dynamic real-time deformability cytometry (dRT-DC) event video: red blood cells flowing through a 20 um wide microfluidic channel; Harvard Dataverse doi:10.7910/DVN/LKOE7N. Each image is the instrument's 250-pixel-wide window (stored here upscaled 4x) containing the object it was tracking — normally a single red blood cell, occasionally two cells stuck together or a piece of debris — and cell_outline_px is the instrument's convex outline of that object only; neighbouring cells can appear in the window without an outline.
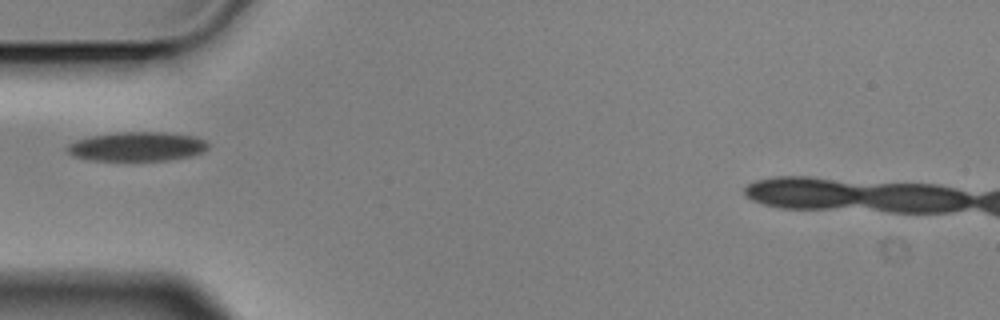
{"species": "Egyptian fruit bat (a non-hibernating species)", "species_latin": "Rousettus aegyptiacus", "temperature_condition": "cold", "stored_images_in_passage": 1, "camera_frame_rate_fps": 3000, "um_per_image_px": 0.085, "animal": {"sex": "male"}, "frame": {"image": 1, "passage_image": 1, "time_ms": 0.0, "image_size_px": [1000, 320], "cell_outline_px": [[208, 148], [204, 152], [192, 156], [168, 160], [92, 160], [72, 156], [64, 148], [68, 144], [76, 140], [92, 136], [120, 132], [164, 132], [192, 136], [204, 140], [208, 144]], "centroid_in_image_um": [11.64, 12.46], "position_along_channel_um": 73.4, "area_um2": 23.93}}